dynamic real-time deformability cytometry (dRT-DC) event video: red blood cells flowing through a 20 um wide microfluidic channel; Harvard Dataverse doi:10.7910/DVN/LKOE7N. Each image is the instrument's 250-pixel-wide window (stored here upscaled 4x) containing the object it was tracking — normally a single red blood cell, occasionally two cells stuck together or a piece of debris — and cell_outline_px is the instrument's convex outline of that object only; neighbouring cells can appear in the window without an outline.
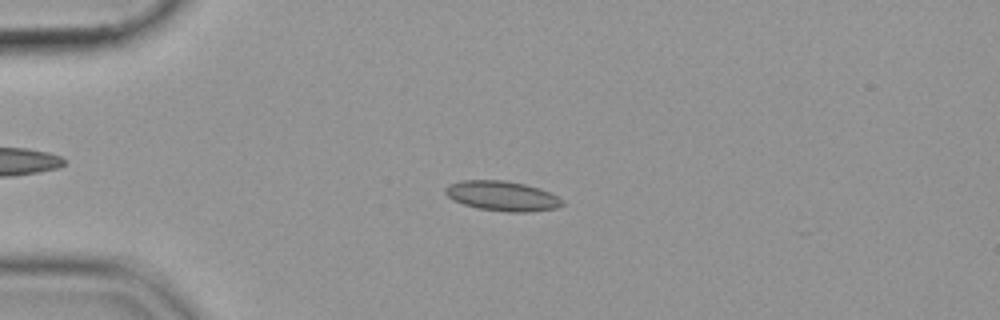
{"species": "common noctule bat (a hibernating species)", "species_latin": "Nyctalus noctula", "temperature_condition": "cold", "stored_images_in_passage": 55, "camera_frame_rate_fps": 3000, "um_per_image_px": 0.085, "animal": {"sex": "female", "body_mass_g": 19.9}, "frame": {"image": 1, "passage_image": 14, "time_ms": 4.333, "image_size_px": [1000, 320], "cell_outline_px": [[564, 204], [556, 208], [528, 212], [508, 212], [480, 208], [464, 204], [452, 200], [444, 192], [444, 188], [448, 184], [460, 180], [504, 180], [524, 184], [540, 188], [564, 200]], "centroid_in_image_um": [42.67, 16.65], "position_along_channel_um": 42.3, "area_um2": 20.35}}
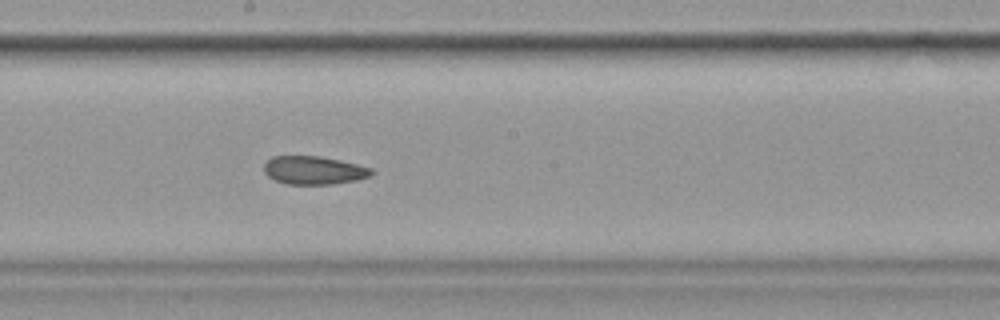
{"frame": {"image": 2, "passage_image": 31, "time_ms": 10.0, "image_size_px": [1000, 320], "cell_outline_px": [[376, 172], [372, 176], [356, 180], [332, 184], [288, 184], [276, 180], [268, 176], [264, 172], [264, 164], [272, 156], [320, 156], [340, 160], [372, 168]], "centroid_in_image_um": [26.71, 14.47], "position_along_channel_um": 221.5, "area_um2": 17.74}}
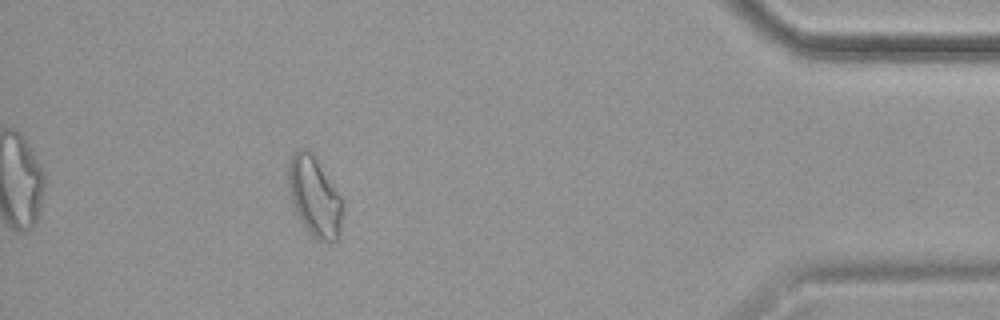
{"frame": {"image": 3, "passage_image": 50, "time_ms": 16.333, "image_size_px": [1000, 320], "cell_outline_px": [[340, 236], [332, 244], [316, 240], [308, 232], [300, 220], [296, 212], [292, 200], [288, 184], [288, 164], [292, 152], [300, 148], [308, 148], [312, 152], [340, 196]], "centroid_in_image_um": [26.7, 16.71], "position_along_channel_um": 408.5, "area_um2": 24.97}}